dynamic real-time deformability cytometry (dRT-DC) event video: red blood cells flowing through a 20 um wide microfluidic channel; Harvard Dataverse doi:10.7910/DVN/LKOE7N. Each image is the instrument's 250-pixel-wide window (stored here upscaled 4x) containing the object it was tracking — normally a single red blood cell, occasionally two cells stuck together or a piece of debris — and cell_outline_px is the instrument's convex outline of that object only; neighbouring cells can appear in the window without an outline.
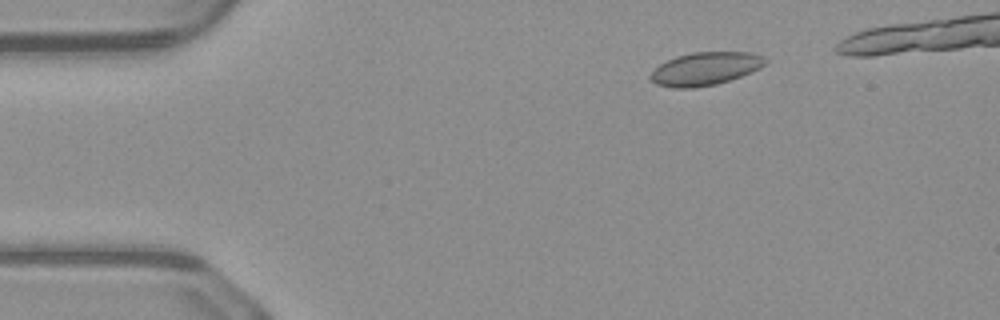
{"species": "common noctule bat (a hibernating species)", "species_latin": "Nyctalus noctula", "temperature_condition": "warm", "stored_images_in_passage": 37, "camera_frame_rate_fps": 3000, "um_per_image_px": 0.085, "animal": {"sex": "male", "body_mass_g": 23.1, "forearm_length_mm": 52.7}, "frame": {"image": 1, "passage_image": 1, "time_ms": 0.0, "image_size_px": [1000, 320], "cell_outline_px": [[768, 60], [760, 68], [752, 72], [716, 84], [692, 88], [672, 88], [656, 84], [648, 76], [660, 64], [676, 56], [692, 52], [752, 52], [764, 56]], "centroid_in_image_um": [59.96, 5.83], "position_along_channel_um": 25.0, "area_um2": 22.08}}
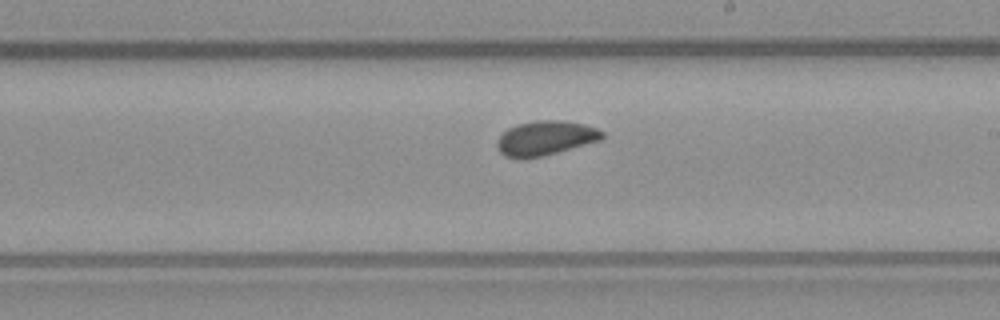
{"frame": {"image": 2, "passage_image": 22, "time_ms": 7.0, "image_size_px": [1000, 320], "cell_outline_px": [[604, 136], [600, 140], [556, 152], [524, 160], [504, 156], [500, 152], [496, 144], [500, 136], [508, 128], [516, 124], [536, 120], [564, 120], [584, 124], [596, 128], [604, 132]], "centroid_in_image_um": [46.33, 11.73], "position_along_channel_um": 242.7, "area_um2": 21.1}}
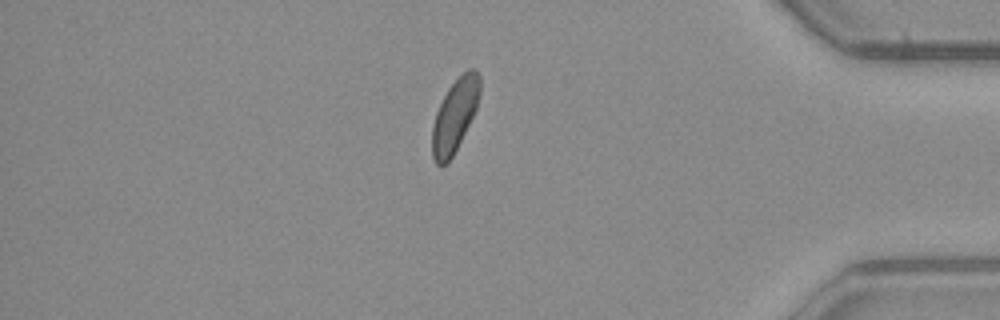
{"frame": {"image": 3, "passage_image": 36, "time_ms": 11.667, "image_size_px": [1000, 320], "cell_outline_px": [[480, 92], [476, 108], [448, 164], [440, 168], [436, 164], [432, 156], [432, 128], [436, 112], [448, 88], [468, 68], [476, 68], [480, 76]], "centroid_in_image_um": [38.64, 9.83], "position_along_channel_um": 396.6, "area_um2": 20.0}}